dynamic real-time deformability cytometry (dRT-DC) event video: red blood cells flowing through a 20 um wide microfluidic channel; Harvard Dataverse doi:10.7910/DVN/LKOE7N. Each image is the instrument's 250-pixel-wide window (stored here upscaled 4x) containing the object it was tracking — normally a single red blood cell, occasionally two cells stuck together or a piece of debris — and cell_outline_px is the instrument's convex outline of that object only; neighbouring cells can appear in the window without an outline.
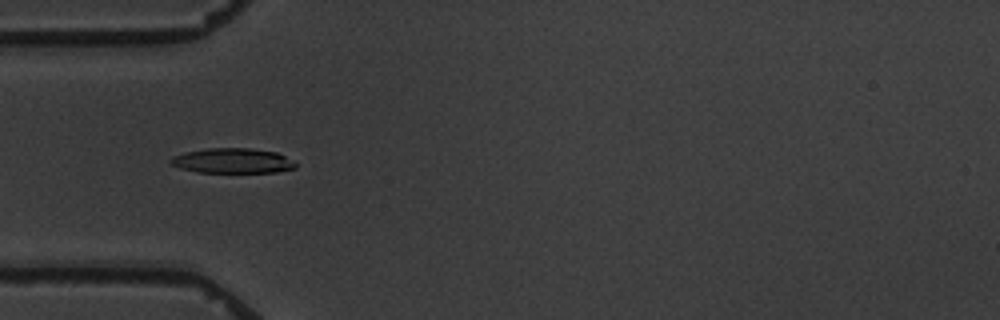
{"species": "common noctule bat (a hibernating species)", "species_latin": "Nyctalus noctula", "temperature_condition": "warm", "stored_images_in_passage": 7, "camera_frame_rate_fps": 3000, "um_per_image_px": 0.085, "animal": {"sex": "male", "body_mass_g": 19.5, "forearm_length_mm": 54.6}, "frame": {"image": 1, "passage_image": 6, "time_ms": 8.333, "image_size_px": [1000, 320], "cell_outline_px": [[296, 168], [276, 172], [196, 172], [180, 168], [168, 164], [168, 160], [172, 156], [184, 152], [208, 148], [248, 148], [276, 152], [284, 156], [296, 164]], "centroid_in_image_um": [19.69, 13.66], "position_along_channel_um": 65.3, "area_um2": 18.21}}
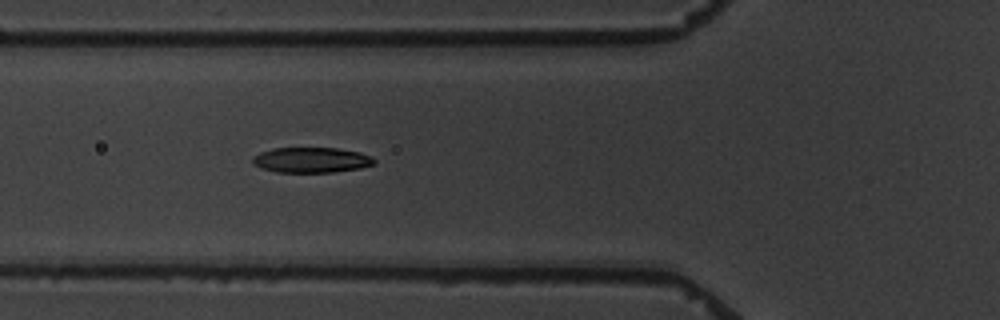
{"frame": {"image": 2, "passage_image": 7, "time_ms": 9.333, "image_size_px": [1000, 320], "cell_outline_px": [[376, 164], [360, 168], [332, 172], [276, 172], [252, 164], [252, 156], [260, 152], [272, 148], [336, 148], [360, 152], [372, 156], [376, 160]], "centroid_in_image_um": [26.48, 13.59], "position_along_channel_um": 99.3, "area_um2": 18.03}}